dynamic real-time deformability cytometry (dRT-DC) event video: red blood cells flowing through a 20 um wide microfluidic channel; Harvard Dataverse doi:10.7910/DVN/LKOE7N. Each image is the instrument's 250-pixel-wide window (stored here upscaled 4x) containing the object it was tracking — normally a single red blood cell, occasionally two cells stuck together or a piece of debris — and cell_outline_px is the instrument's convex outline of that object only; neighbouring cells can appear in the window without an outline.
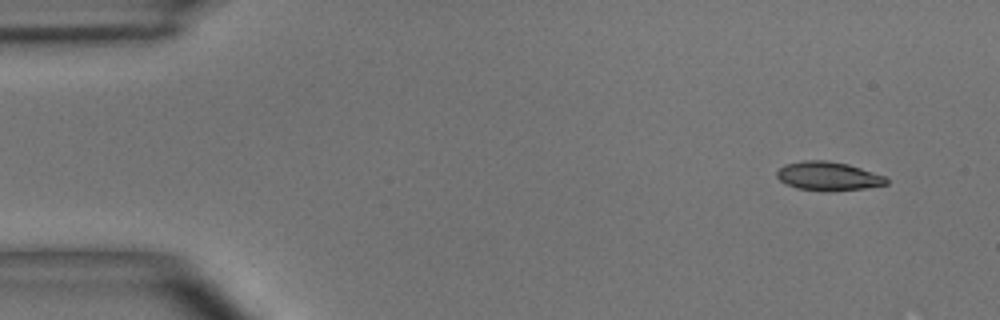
{"species": "common noctule bat (a hibernating species)", "species_latin": "Nyctalus noctula", "temperature_condition": "room temperature", "stored_images_in_passage": 6, "camera_frame_rate_fps": 3000, "um_per_image_px": 0.085, "animal": {"sex": "male", "body_mass_g": 15.6}, "frame": {"image": 1, "passage_image": 6, "time_ms": 6.667, "image_size_px": [1000, 320], "cell_outline_px": [[888, 184], [864, 188], [828, 192], [824, 192], [796, 188], [780, 180], [776, 176], [776, 172], [784, 164], [804, 160], [828, 160], [848, 164], [884, 176], [888, 180]], "centroid_in_image_um": [70.37, 14.97], "position_along_channel_um": 14.6, "area_um2": 18.44}}